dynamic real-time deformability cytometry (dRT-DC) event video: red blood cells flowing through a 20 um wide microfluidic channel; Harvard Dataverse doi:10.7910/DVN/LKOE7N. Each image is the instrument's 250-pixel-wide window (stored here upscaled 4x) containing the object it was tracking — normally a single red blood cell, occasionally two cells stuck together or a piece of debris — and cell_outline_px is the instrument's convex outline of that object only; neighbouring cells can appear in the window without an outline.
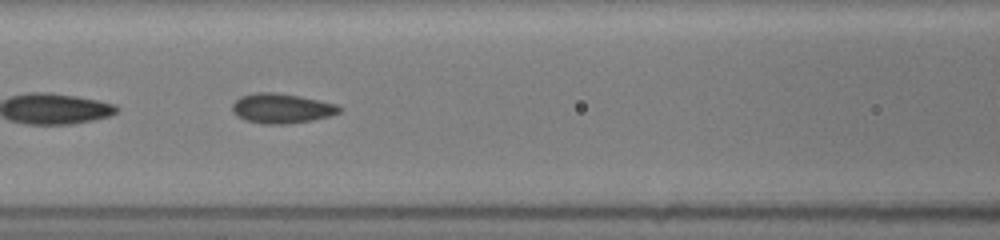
{"species": "common noctule bat (a hibernating species)", "species_latin": "Nyctalus noctula", "temperature_condition": "room temperature", "stored_images_in_passage": 35, "segment_of_instrument_passage": [2, 2], "camera_frame_rate_fps": 3000, "um_per_image_px": 0.085, "animal": {"sex": "female", "body_mass_g": 19.5, "forearm_length_mm": 54.1}, "frame": {"image": 1, "passage_image": 25, "time_ms": 7.667, "image_size_px": [1000, 240], "cell_outline_px": [[340, 112], [328, 116], [312, 120], [284, 124], [260, 124], [244, 120], [236, 116], [232, 112], [232, 104], [240, 96], [256, 92], [272, 92], [300, 96], [336, 104], [340, 108]], "centroid_in_image_um": [23.87, 9.21], "position_along_channel_um": 142.7, "area_um2": 18.55}}